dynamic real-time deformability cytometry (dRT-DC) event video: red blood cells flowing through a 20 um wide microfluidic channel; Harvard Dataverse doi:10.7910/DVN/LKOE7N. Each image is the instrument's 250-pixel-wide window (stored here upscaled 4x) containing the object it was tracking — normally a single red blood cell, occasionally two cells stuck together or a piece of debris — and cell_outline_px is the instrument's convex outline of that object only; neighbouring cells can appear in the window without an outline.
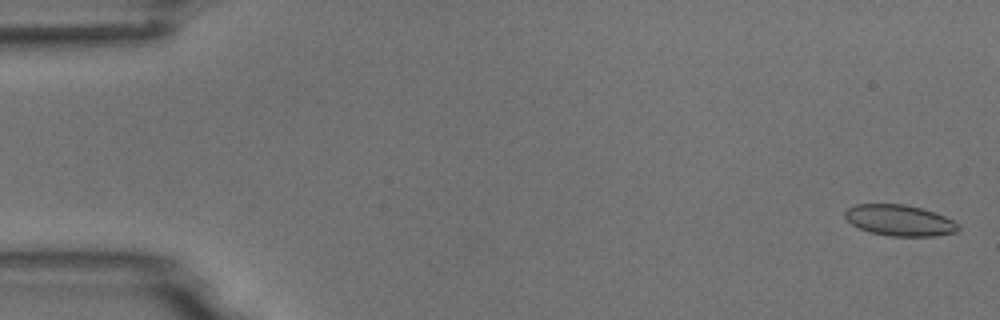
{"species": "common noctule bat (a hibernating species)", "species_latin": "Nyctalus noctula", "temperature_condition": "room temperature", "stored_images_in_passage": 5, "camera_frame_rate_fps": 3000, "um_per_image_px": 0.085, "animal": {"sex": "male", "body_mass_g": 18.8}, "frame": {"image": 1, "passage_image": 1, "time_ms": 0.0, "image_size_px": [1000, 320], "cell_outline_px": [[960, 228], [956, 232], [932, 236], [892, 236], [868, 232], [852, 224], [844, 216], [844, 212], [848, 208], [856, 204], [904, 204], [920, 208], [944, 216], [960, 224]], "centroid_in_image_um": [76.45, 18.73], "position_along_channel_um": 8.5, "area_um2": 20.35}}